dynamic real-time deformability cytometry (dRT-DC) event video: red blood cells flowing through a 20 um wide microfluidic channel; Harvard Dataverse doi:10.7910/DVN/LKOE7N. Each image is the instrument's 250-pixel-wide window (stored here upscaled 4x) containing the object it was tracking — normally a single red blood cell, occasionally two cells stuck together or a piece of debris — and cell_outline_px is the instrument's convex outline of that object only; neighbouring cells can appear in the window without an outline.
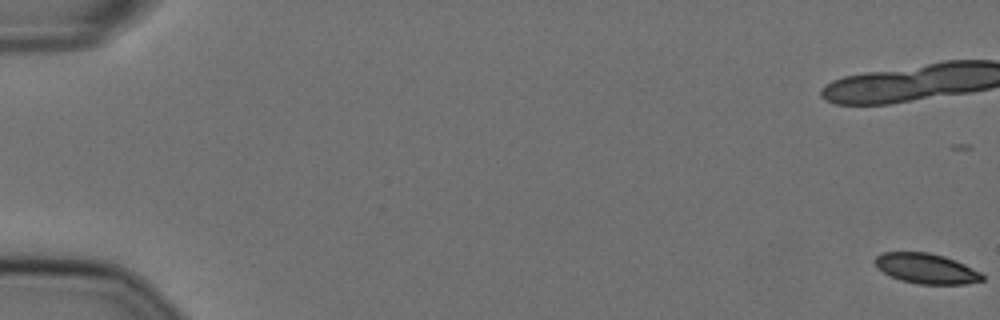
{"species": "Egyptian fruit bat (a non-hibernating species)", "species_latin": "Rousettus aegyptiacus", "temperature_condition": "cold", "stored_images_in_passage": 59, "camera_frame_rate_fps": 3000, "um_per_image_px": 0.085, "animal": {"sex": "female"}, "frame": {"image": 1, "passage_image": 1, "time_ms": 0.0, "image_size_px": [1000, 320], "cell_outline_px": [[984, 280], [968, 284], [920, 284], [900, 280], [876, 268], [872, 260], [880, 252], [928, 252], [944, 256], [956, 260], [980, 272], [984, 276]], "centroid_in_image_um": [78.71, 22.82], "position_along_channel_um": 6.3, "area_um2": 19.02}}
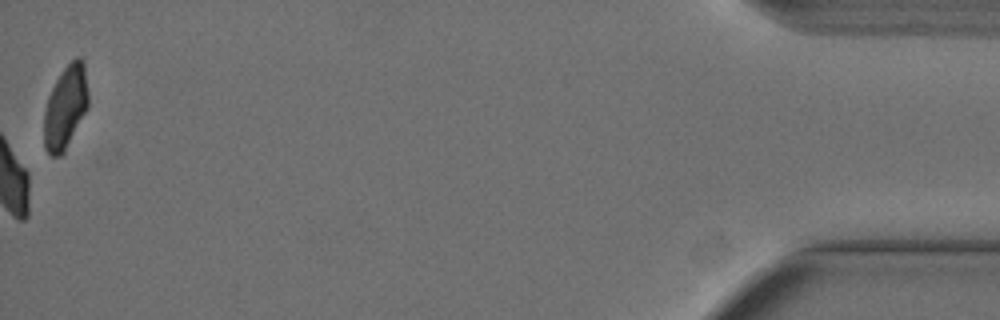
{"frame": {"image": 2, "passage_image": 59, "time_ms": 19.333, "image_size_px": [1000, 320], "cell_outline_px": [[88, 108], [64, 152], [60, 156], [52, 156], [44, 148], [44, 112], [48, 96], [60, 72], [76, 56], [80, 56], [84, 60], [88, 92]], "centroid_in_image_um": [5.58, 9.09], "position_along_channel_um": 429.6, "area_um2": 21.62}, "authors_computed_cell_mechanics": {"area_um2": 21.2126, "velocity_mm_per_s": 3.6105, "shape_relaxation_time_tau1_ms": 8.2078, "shape_relaxation_time_tau2_ms": null, "deformation_change_tau1": 0.1494, "deformation_change_tau2": null}}